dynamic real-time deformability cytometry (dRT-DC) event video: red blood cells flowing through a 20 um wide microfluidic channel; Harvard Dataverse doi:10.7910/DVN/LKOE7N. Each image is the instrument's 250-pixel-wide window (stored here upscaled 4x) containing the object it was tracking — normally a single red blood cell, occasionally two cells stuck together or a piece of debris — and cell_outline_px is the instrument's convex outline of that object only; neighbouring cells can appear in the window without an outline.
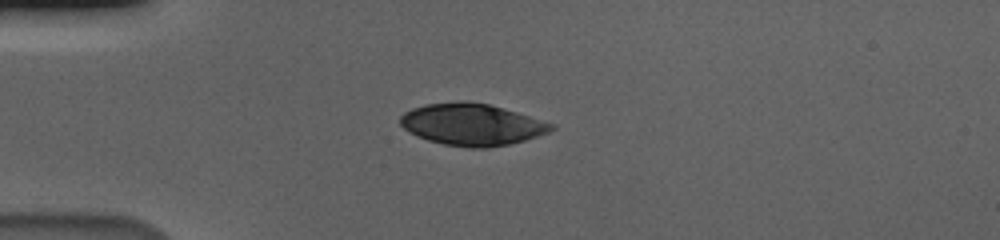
{"species": "human", "species_latin": "Homo sapiens", "temperature_condition": "cold", "stored_images_in_passage": 43, "camera_frame_rate_fps": 3000, "um_per_image_px": 0.085, "donor": {"sex": "male"}, "frame": {"image": 1, "passage_image": 1, "time_ms": 0.0, "image_size_px": [1000, 240], "cell_outline_px": [[556, 128], [548, 132], [524, 140], [508, 144], [488, 148], [468, 148], [444, 144], [428, 140], [404, 128], [400, 124], [400, 116], [404, 112], [412, 108], [424, 104], [460, 100], [468, 100], [488, 104], [516, 112], [556, 124]], "centroid_in_image_um": [40.11, 10.56], "position_along_channel_um": 44.9, "area_um2": 36.76}}
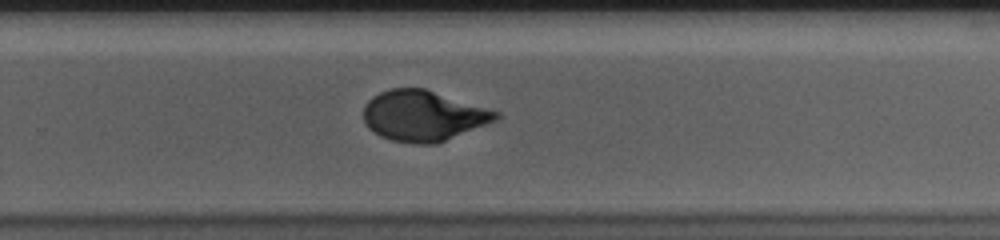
{"frame": {"image": 2, "passage_image": 24, "time_ms": 7.667, "image_size_px": [1000, 240], "cell_outline_px": [[500, 116], [496, 120], [436, 144], [416, 144], [392, 140], [380, 136], [368, 128], [364, 120], [364, 104], [372, 96], [380, 92], [392, 88], [424, 88], [500, 112]], "centroid_in_image_um": [35.95, 9.84], "position_along_channel_um": 293.9, "area_um2": 38.78}}
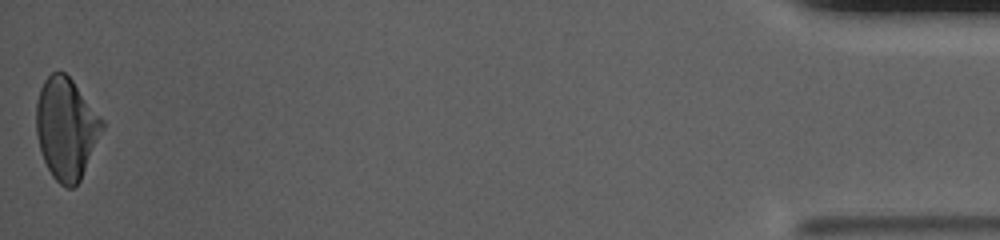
{"frame": {"image": 3, "passage_image": 43, "time_ms": 14.0, "image_size_px": [1000, 240], "cell_outline_px": [[104, 128], [80, 180], [72, 188], [68, 188], [60, 184], [52, 176], [44, 160], [40, 148], [36, 132], [36, 100], [40, 88], [44, 80], [52, 72], [64, 72], [72, 80], [104, 120]], "centroid_in_image_um": [5.62, 10.91], "position_along_channel_um": 429.6, "area_um2": 38.84}, "authors_computed_cell_mechanics": {"area_um2": 38.726, "velocity_mm_per_s": 3.5777, "shape_relaxation_time_tau1_ms": 4.4728, "shape_relaxation_time_tau2_ms": 1.0417, "deformation_change_tau1": 0.1801, "deformation_change_tau2": 0.0407}}